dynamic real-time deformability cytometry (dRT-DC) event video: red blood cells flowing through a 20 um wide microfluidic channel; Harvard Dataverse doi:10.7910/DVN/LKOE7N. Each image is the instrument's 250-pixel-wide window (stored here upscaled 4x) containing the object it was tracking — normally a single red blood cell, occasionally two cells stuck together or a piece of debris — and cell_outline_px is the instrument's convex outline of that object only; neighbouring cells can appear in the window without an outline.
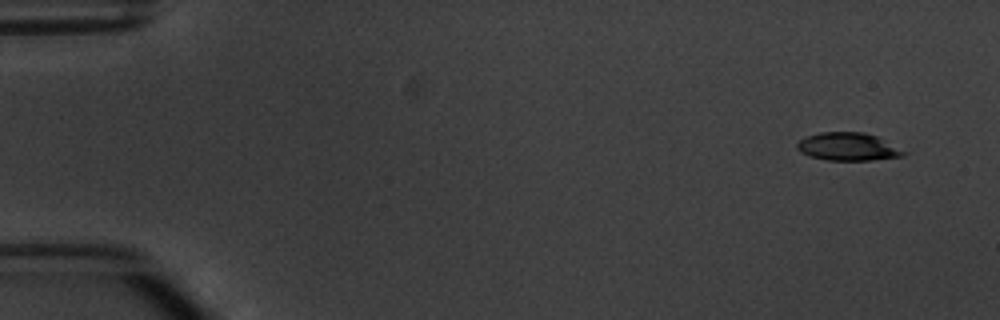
{"species": "common noctule bat (a hibernating species)", "species_latin": "Nyctalus noctula", "temperature_condition": "warm", "stored_images_in_passage": 4, "camera_frame_rate_fps": 3000, "um_per_image_px": 0.085, "animal": {"sex": "male", "body_mass_g": 20.1, "forearm_length_mm": 53.5}, "frame": {"image": 1, "passage_image": 1, "time_ms": 0.0, "image_size_px": [1000, 320], "cell_outline_px": [[908, 152], [904, 156], [872, 160], [828, 160], [808, 156], [800, 152], [796, 148], [796, 144], [800, 140], [808, 136], [820, 132], [864, 132], [876, 136]], "centroid_in_image_um": [72.08, 12.47], "position_along_channel_um": 12.9, "area_um2": 17.34}}
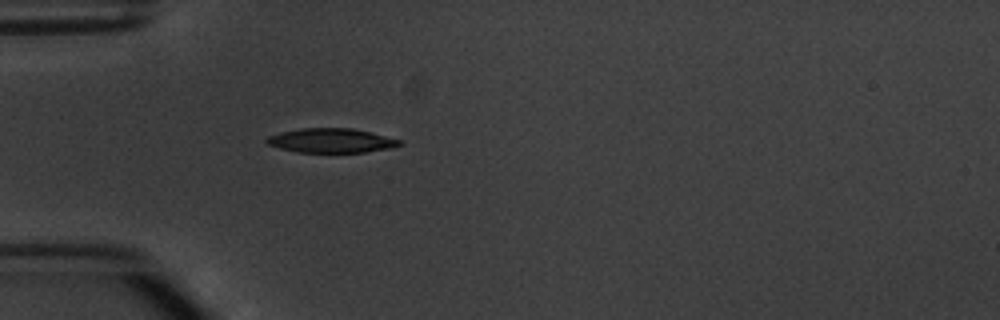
{"frame": {"image": 2, "passage_image": 4, "time_ms": 4.333, "image_size_px": [1000, 320], "cell_outline_px": [[404, 144], [392, 148], [364, 152], [296, 152], [280, 148], [268, 144], [264, 140], [268, 136], [280, 132], [300, 128], [352, 128], [404, 140]], "centroid_in_image_um": [28.19, 11.94], "position_along_channel_um": 56.8, "area_um2": 18.96}}